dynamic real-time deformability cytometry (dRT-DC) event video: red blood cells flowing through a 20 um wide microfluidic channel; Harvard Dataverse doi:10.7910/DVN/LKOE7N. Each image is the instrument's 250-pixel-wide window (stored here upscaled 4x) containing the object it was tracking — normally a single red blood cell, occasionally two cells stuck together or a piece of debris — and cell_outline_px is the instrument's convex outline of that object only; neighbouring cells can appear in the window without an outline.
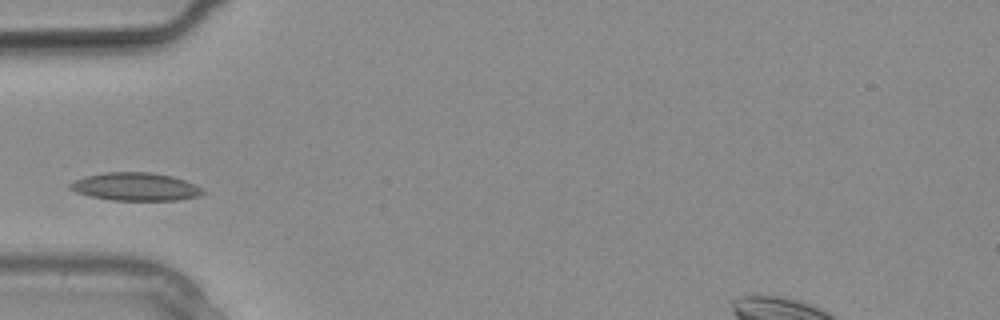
{"species": "common noctule bat (a hibernating species)", "species_latin": "Nyctalus noctula", "temperature_condition": "warm", "stored_images_in_passage": 1, "camera_frame_rate_fps": 3000, "um_per_image_px": 0.085, "animal": {"sex": "male", "body_mass_g": 20.4}, "frame": {"image": 1, "passage_image": 1, "time_ms": 0.0, "image_size_px": [1000, 320], "cell_outline_px": [[208, 192], [200, 196], [176, 200], [112, 200], [92, 196], [76, 192], [68, 188], [68, 184], [84, 176], [104, 172], [152, 172], [172, 176], [184, 180]], "centroid_in_image_um": [11.51, 15.86], "position_along_channel_um": 73.5, "area_um2": 21.62}}